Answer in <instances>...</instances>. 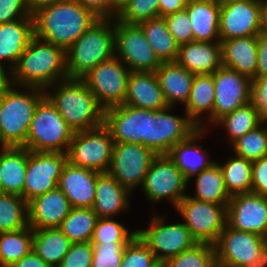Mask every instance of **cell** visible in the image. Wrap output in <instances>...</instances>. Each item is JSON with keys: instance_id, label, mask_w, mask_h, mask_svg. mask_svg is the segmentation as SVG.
<instances>
[{"instance_id": "obj_34", "label": "cell", "mask_w": 267, "mask_h": 267, "mask_svg": "<svg viewBox=\"0 0 267 267\" xmlns=\"http://www.w3.org/2000/svg\"><path fill=\"white\" fill-rule=\"evenodd\" d=\"M139 25L143 29L146 40L162 63L176 61L179 44L169 32L164 17L145 20L140 22Z\"/></svg>"}, {"instance_id": "obj_31", "label": "cell", "mask_w": 267, "mask_h": 267, "mask_svg": "<svg viewBox=\"0 0 267 267\" xmlns=\"http://www.w3.org/2000/svg\"><path fill=\"white\" fill-rule=\"evenodd\" d=\"M171 107L155 111L158 132V155L168 154L178 142L187 139L199 127L186 115L177 117L169 114Z\"/></svg>"}, {"instance_id": "obj_5", "label": "cell", "mask_w": 267, "mask_h": 267, "mask_svg": "<svg viewBox=\"0 0 267 267\" xmlns=\"http://www.w3.org/2000/svg\"><path fill=\"white\" fill-rule=\"evenodd\" d=\"M112 20L100 18L66 50L68 78L81 79L98 64L115 56Z\"/></svg>"}, {"instance_id": "obj_54", "label": "cell", "mask_w": 267, "mask_h": 267, "mask_svg": "<svg viewBox=\"0 0 267 267\" xmlns=\"http://www.w3.org/2000/svg\"><path fill=\"white\" fill-rule=\"evenodd\" d=\"M159 17L182 11L186 8L187 0H158Z\"/></svg>"}, {"instance_id": "obj_55", "label": "cell", "mask_w": 267, "mask_h": 267, "mask_svg": "<svg viewBox=\"0 0 267 267\" xmlns=\"http://www.w3.org/2000/svg\"><path fill=\"white\" fill-rule=\"evenodd\" d=\"M12 267H50L33 250L17 261Z\"/></svg>"}, {"instance_id": "obj_13", "label": "cell", "mask_w": 267, "mask_h": 267, "mask_svg": "<svg viewBox=\"0 0 267 267\" xmlns=\"http://www.w3.org/2000/svg\"><path fill=\"white\" fill-rule=\"evenodd\" d=\"M164 222L163 217L154 216L148 229L136 230L161 264L198 243L184 223Z\"/></svg>"}, {"instance_id": "obj_28", "label": "cell", "mask_w": 267, "mask_h": 267, "mask_svg": "<svg viewBox=\"0 0 267 267\" xmlns=\"http://www.w3.org/2000/svg\"><path fill=\"white\" fill-rule=\"evenodd\" d=\"M169 107L177 101L187 103L195 74L174 62H163L155 71Z\"/></svg>"}, {"instance_id": "obj_2", "label": "cell", "mask_w": 267, "mask_h": 267, "mask_svg": "<svg viewBox=\"0 0 267 267\" xmlns=\"http://www.w3.org/2000/svg\"><path fill=\"white\" fill-rule=\"evenodd\" d=\"M10 74V83L14 86L46 91L56 82L68 78L66 51L34 35Z\"/></svg>"}, {"instance_id": "obj_17", "label": "cell", "mask_w": 267, "mask_h": 267, "mask_svg": "<svg viewBox=\"0 0 267 267\" xmlns=\"http://www.w3.org/2000/svg\"><path fill=\"white\" fill-rule=\"evenodd\" d=\"M260 32L259 0L220 1V40L248 37Z\"/></svg>"}, {"instance_id": "obj_56", "label": "cell", "mask_w": 267, "mask_h": 267, "mask_svg": "<svg viewBox=\"0 0 267 267\" xmlns=\"http://www.w3.org/2000/svg\"><path fill=\"white\" fill-rule=\"evenodd\" d=\"M66 0H27L28 7L30 11L33 13L36 9L49 5L55 4Z\"/></svg>"}, {"instance_id": "obj_7", "label": "cell", "mask_w": 267, "mask_h": 267, "mask_svg": "<svg viewBox=\"0 0 267 267\" xmlns=\"http://www.w3.org/2000/svg\"><path fill=\"white\" fill-rule=\"evenodd\" d=\"M74 131L44 96L37 104L24 148L33 152L66 153Z\"/></svg>"}, {"instance_id": "obj_43", "label": "cell", "mask_w": 267, "mask_h": 267, "mask_svg": "<svg viewBox=\"0 0 267 267\" xmlns=\"http://www.w3.org/2000/svg\"><path fill=\"white\" fill-rule=\"evenodd\" d=\"M159 17L158 0H128L119 9L116 18L127 24Z\"/></svg>"}, {"instance_id": "obj_41", "label": "cell", "mask_w": 267, "mask_h": 267, "mask_svg": "<svg viewBox=\"0 0 267 267\" xmlns=\"http://www.w3.org/2000/svg\"><path fill=\"white\" fill-rule=\"evenodd\" d=\"M262 122L232 143L235 155L254 161L267 156V127Z\"/></svg>"}, {"instance_id": "obj_35", "label": "cell", "mask_w": 267, "mask_h": 267, "mask_svg": "<svg viewBox=\"0 0 267 267\" xmlns=\"http://www.w3.org/2000/svg\"><path fill=\"white\" fill-rule=\"evenodd\" d=\"M230 197L218 162L196 176V195L192 198L215 204H229Z\"/></svg>"}, {"instance_id": "obj_53", "label": "cell", "mask_w": 267, "mask_h": 267, "mask_svg": "<svg viewBox=\"0 0 267 267\" xmlns=\"http://www.w3.org/2000/svg\"><path fill=\"white\" fill-rule=\"evenodd\" d=\"M267 75V33L257 35V73L256 76Z\"/></svg>"}, {"instance_id": "obj_44", "label": "cell", "mask_w": 267, "mask_h": 267, "mask_svg": "<svg viewBox=\"0 0 267 267\" xmlns=\"http://www.w3.org/2000/svg\"><path fill=\"white\" fill-rule=\"evenodd\" d=\"M120 267H162V264L136 234L125 246Z\"/></svg>"}, {"instance_id": "obj_62", "label": "cell", "mask_w": 267, "mask_h": 267, "mask_svg": "<svg viewBox=\"0 0 267 267\" xmlns=\"http://www.w3.org/2000/svg\"><path fill=\"white\" fill-rule=\"evenodd\" d=\"M187 1H208V0H187ZM221 1V0H219Z\"/></svg>"}, {"instance_id": "obj_24", "label": "cell", "mask_w": 267, "mask_h": 267, "mask_svg": "<svg viewBox=\"0 0 267 267\" xmlns=\"http://www.w3.org/2000/svg\"><path fill=\"white\" fill-rule=\"evenodd\" d=\"M220 43L222 66L254 79L257 73V35L220 40Z\"/></svg>"}, {"instance_id": "obj_46", "label": "cell", "mask_w": 267, "mask_h": 267, "mask_svg": "<svg viewBox=\"0 0 267 267\" xmlns=\"http://www.w3.org/2000/svg\"><path fill=\"white\" fill-rule=\"evenodd\" d=\"M91 244L93 246L92 267H120L124 249L128 242Z\"/></svg>"}, {"instance_id": "obj_32", "label": "cell", "mask_w": 267, "mask_h": 267, "mask_svg": "<svg viewBox=\"0 0 267 267\" xmlns=\"http://www.w3.org/2000/svg\"><path fill=\"white\" fill-rule=\"evenodd\" d=\"M214 95L215 85L213 74L195 75L190 96L185 105V115H187L199 128L204 129V125L199 117L207 111L209 112V121L213 123Z\"/></svg>"}, {"instance_id": "obj_4", "label": "cell", "mask_w": 267, "mask_h": 267, "mask_svg": "<svg viewBox=\"0 0 267 267\" xmlns=\"http://www.w3.org/2000/svg\"><path fill=\"white\" fill-rule=\"evenodd\" d=\"M8 84L0 88V146L24 147L27 133L38 102L45 90L27 87L20 92Z\"/></svg>"}, {"instance_id": "obj_15", "label": "cell", "mask_w": 267, "mask_h": 267, "mask_svg": "<svg viewBox=\"0 0 267 267\" xmlns=\"http://www.w3.org/2000/svg\"><path fill=\"white\" fill-rule=\"evenodd\" d=\"M156 154L142 144L114 143L108 173L131 192L143 184L150 163Z\"/></svg>"}, {"instance_id": "obj_30", "label": "cell", "mask_w": 267, "mask_h": 267, "mask_svg": "<svg viewBox=\"0 0 267 267\" xmlns=\"http://www.w3.org/2000/svg\"><path fill=\"white\" fill-rule=\"evenodd\" d=\"M34 36L33 19H20L0 24V62L10 61L11 71ZM14 63V64H13Z\"/></svg>"}, {"instance_id": "obj_21", "label": "cell", "mask_w": 267, "mask_h": 267, "mask_svg": "<svg viewBox=\"0 0 267 267\" xmlns=\"http://www.w3.org/2000/svg\"><path fill=\"white\" fill-rule=\"evenodd\" d=\"M72 207L57 187L27 203L28 225L32 229L58 228Z\"/></svg>"}, {"instance_id": "obj_10", "label": "cell", "mask_w": 267, "mask_h": 267, "mask_svg": "<svg viewBox=\"0 0 267 267\" xmlns=\"http://www.w3.org/2000/svg\"><path fill=\"white\" fill-rule=\"evenodd\" d=\"M115 56L130 71L155 72L162 62L146 40L139 24H127L114 18Z\"/></svg>"}, {"instance_id": "obj_39", "label": "cell", "mask_w": 267, "mask_h": 267, "mask_svg": "<svg viewBox=\"0 0 267 267\" xmlns=\"http://www.w3.org/2000/svg\"><path fill=\"white\" fill-rule=\"evenodd\" d=\"M28 226L27 202L22 196L0 193V233Z\"/></svg>"}, {"instance_id": "obj_38", "label": "cell", "mask_w": 267, "mask_h": 267, "mask_svg": "<svg viewBox=\"0 0 267 267\" xmlns=\"http://www.w3.org/2000/svg\"><path fill=\"white\" fill-rule=\"evenodd\" d=\"M228 193H249L252 187V161L239 157H231L225 164H219Z\"/></svg>"}, {"instance_id": "obj_59", "label": "cell", "mask_w": 267, "mask_h": 267, "mask_svg": "<svg viewBox=\"0 0 267 267\" xmlns=\"http://www.w3.org/2000/svg\"><path fill=\"white\" fill-rule=\"evenodd\" d=\"M3 63L0 62V88L7 86L10 84V76L7 75V70L5 71V67L2 65ZM8 76V77H7Z\"/></svg>"}, {"instance_id": "obj_25", "label": "cell", "mask_w": 267, "mask_h": 267, "mask_svg": "<svg viewBox=\"0 0 267 267\" xmlns=\"http://www.w3.org/2000/svg\"><path fill=\"white\" fill-rule=\"evenodd\" d=\"M194 41L199 42H220L219 20L220 1H187L186 8Z\"/></svg>"}, {"instance_id": "obj_58", "label": "cell", "mask_w": 267, "mask_h": 267, "mask_svg": "<svg viewBox=\"0 0 267 267\" xmlns=\"http://www.w3.org/2000/svg\"><path fill=\"white\" fill-rule=\"evenodd\" d=\"M267 266V245L261 251L259 258L256 262L251 263L247 267H266Z\"/></svg>"}, {"instance_id": "obj_14", "label": "cell", "mask_w": 267, "mask_h": 267, "mask_svg": "<svg viewBox=\"0 0 267 267\" xmlns=\"http://www.w3.org/2000/svg\"><path fill=\"white\" fill-rule=\"evenodd\" d=\"M187 182L175 162L167 155H156L150 163L142 188L150 201L159 202L169 198L177 207L186 196Z\"/></svg>"}, {"instance_id": "obj_57", "label": "cell", "mask_w": 267, "mask_h": 267, "mask_svg": "<svg viewBox=\"0 0 267 267\" xmlns=\"http://www.w3.org/2000/svg\"><path fill=\"white\" fill-rule=\"evenodd\" d=\"M261 32L267 33V1L259 0Z\"/></svg>"}, {"instance_id": "obj_9", "label": "cell", "mask_w": 267, "mask_h": 267, "mask_svg": "<svg viewBox=\"0 0 267 267\" xmlns=\"http://www.w3.org/2000/svg\"><path fill=\"white\" fill-rule=\"evenodd\" d=\"M227 205L205 202L186 195L176 210L198 243L214 244L227 225Z\"/></svg>"}, {"instance_id": "obj_52", "label": "cell", "mask_w": 267, "mask_h": 267, "mask_svg": "<svg viewBox=\"0 0 267 267\" xmlns=\"http://www.w3.org/2000/svg\"><path fill=\"white\" fill-rule=\"evenodd\" d=\"M83 7L89 8L100 18H115L114 0H77Z\"/></svg>"}, {"instance_id": "obj_27", "label": "cell", "mask_w": 267, "mask_h": 267, "mask_svg": "<svg viewBox=\"0 0 267 267\" xmlns=\"http://www.w3.org/2000/svg\"><path fill=\"white\" fill-rule=\"evenodd\" d=\"M130 193L109 173H100L97 177L92 209L98 218H112L129 206Z\"/></svg>"}, {"instance_id": "obj_1", "label": "cell", "mask_w": 267, "mask_h": 267, "mask_svg": "<svg viewBox=\"0 0 267 267\" xmlns=\"http://www.w3.org/2000/svg\"><path fill=\"white\" fill-rule=\"evenodd\" d=\"M32 17L34 35L65 51L100 19L77 0L40 7L32 13Z\"/></svg>"}, {"instance_id": "obj_50", "label": "cell", "mask_w": 267, "mask_h": 267, "mask_svg": "<svg viewBox=\"0 0 267 267\" xmlns=\"http://www.w3.org/2000/svg\"><path fill=\"white\" fill-rule=\"evenodd\" d=\"M250 102L258 110L263 122L267 121V75L256 76L251 81Z\"/></svg>"}, {"instance_id": "obj_40", "label": "cell", "mask_w": 267, "mask_h": 267, "mask_svg": "<svg viewBox=\"0 0 267 267\" xmlns=\"http://www.w3.org/2000/svg\"><path fill=\"white\" fill-rule=\"evenodd\" d=\"M263 121L258 110L251 102L235 109L230 114L219 119L215 124L223 126L227 132L231 144L252 129H255Z\"/></svg>"}, {"instance_id": "obj_20", "label": "cell", "mask_w": 267, "mask_h": 267, "mask_svg": "<svg viewBox=\"0 0 267 267\" xmlns=\"http://www.w3.org/2000/svg\"><path fill=\"white\" fill-rule=\"evenodd\" d=\"M99 174L100 172L74 166L67 161L63 167L58 188L68 198L71 207L92 208Z\"/></svg>"}, {"instance_id": "obj_61", "label": "cell", "mask_w": 267, "mask_h": 267, "mask_svg": "<svg viewBox=\"0 0 267 267\" xmlns=\"http://www.w3.org/2000/svg\"><path fill=\"white\" fill-rule=\"evenodd\" d=\"M0 193H2V182H1V177H0Z\"/></svg>"}, {"instance_id": "obj_3", "label": "cell", "mask_w": 267, "mask_h": 267, "mask_svg": "<svg viewBox=\"0 0 267 267\" xmlns=\"http://www.w3.org/2000/svg\"><path fill=\"white\" fill-rule=\"evenodd\" d=\"M45 96L75 132L90 130L104 124L105 109L98 103L82 79L66 78Z\"/></svg>"}, {"instance_id": "obj_51", "label": "cell", "mask_w": 267, "mask_h": 267, "mask_svg": "<svg viewBox=\"0 0 267 267\" xmlns=\"http://www.w3.org/2000/svg\"><path fill=\"white\" fill-rule=\"evenodd\" d=\"M251 192L267 197V156L252 161Z\"/></svg>"}, {"instance_id": "obj_42", "label": "cell", "mask_w": 267, "mask_h": 267, "mask_svg": "<svg viewBox=\"0 0 267 267\" xmlns=\"http://www.w3.org/2000/svg\"><path fill=\"white\" fill-rule=\"evenodd\" d=\"M162 267H217L214 245L197 243L191 249L168 259Z\"/></svg>"}, {"instance_id": "obj_23", "label": "cell", "mask_w": 267, "mask_h": 267, "mask_svg": "<svg viewBox=\"0 0 267 267\" xmlns=\"http://www.w3.org/2000/svg\"><path fill=\"white\" fill-rule=\"evenodd\" d=\"M176 62L193 74H213L222 66L220 42L190 41L179 45Z\"/></svg>"}, {"instance_id": "obj_26", "label": "cell", "mask_w": 267, "mask_h": 267, "mask_svg": "<svg viewBox=\"0 0 267 267\" xmlns=\"http://www.w3.org/2000/svg\"><path fill=\"white\" fill-rule=\"evenodd\" d=\"M205 131V128H198L187 139L173 146L167 154L182 172L187 183L192 177L197 176L201 171L208 169L215 163L205 158V150L199 145L197 146L195 142L196 139L203 136Z\"/></svg>"}, {"instance_id": "obj_49", "label": "cell", "mask_w": 267, "mask_h": 267, "mask_svg": "<svg viewBox=\"0 0 267 267\" xmlns=\"http://www.w3.org/2000/svg\"><path fill=\"white\" fill-rule=\"evenodd\" d=\"M33 19L27 0H0V24Z\"/></svg>"}, {"instance_id": "obj_8", "label": "cell", "mask_w": 267, "mask_h": 267, "mask_svg": "<svg viewBox=\"0 0 267 267\" xmlns=\"http://www.w3.org/2000/svg\"><path fill=\"white\" fill-rule=\"evenodd\" d=\"M113 144L111 133L104 124L90 130L75 132L66 152L67 161L74 166L108 173Z\"/></svg>"}, {"instance_id": "obj_36", "label": "cell", "mask_w": 267, "mask_h": 267, "mask_svg": "<svg viewBox=\"0 0 267 267\" xmlns=\"http://www.w3.org/2000/svg\"><path fill=\"white\" fill-rule=\"evenodd\" d=\"M97 220L92 208L72 207L58 228L71 243L90 242Z\"/></svg>"}, {"instance_id": "obj_6", "label": "cell", "mask_w": 267, "mask_h": 267, "mask_svg": "<svg viewBox=\"0 0 267 267\" xmlns=\"http://www.w3.org/2000/svg\"><path fill=\"white\" fill-rule=\"evenodd\" d=\"M155 111L117 105L104 111V125L114 143L142 144L158 155V132Z\"/></svg>"}, {"instance_id": "obj_22", "label": "cell", "mask_w": 267, "mask_h": 267, "mask_svg": "<svg viewBox=\"0 0 267 267\" xmlns=\"http://www.w3.org/2000/svg\"><path fill=\"white\" fill-rule=\"evenodd\" d=\"M124 105L152 111L169 107L155 72L131 71Z\"/></svg>"}, {"instance_id": "obj_33", "label": "cell", "mask_w": 267, "mask_h": 267, "mask_svg": "<svg viewBox=\"0 0 267 267\" xmlns=\"http://www.w3.org/2000/svg\"><path fill=\"white\" fill-rule=\"evenodd\" d=\"M71 245L59 228L33 229L32 250L50 267H58Z\"/></svg>"}, {"instance_id": "obj_48", "label": "cell", "mask_w": 267, "mask_h": 267, "mask_svg": "<svg viewBox=\"0 0 267 267\" xmlns=\"http://www.w3.org/2000/svg\"><path fill=\"white\" fill-rule=\"evenodd\" d=\"M92 258L91 242L71 243L58 267H92Z\"/></svg>"}, {"instance_id": "obj_11", "label": "cell", "mask_w": 267, "mask_h": 267, "mask_svg": "<svg viewBox=\"0 0 267 267\" xmlns=\"http://www.w3.org/2000/svg\"><path fill=\"white\" fill-rule=\"evenodd\" d=\"M122 63L114 56L81 78L104 109L124 103L131 71Z\"/></svg>"}, {"instance_id": "obj_45", "label": "cell", "mask_w": 267, "mask_h": 267, "mask_svg": "<svg viewBox=\"0 0 267 267\" xmlns=\"http://www.w3.org/2000/svg\"><path fill=\"white\" fill-rule=\"evenodd\" d=\"M137 231L129 233L121 223L112 218H98L91 243L111 244L116 242H129Z\"/></svg>"}, {"instance_id": "obj_29", "label": "cell", "mask_w": 267, "mask_h": 267, "mask_svg": "<svg viewBox=\"0 0 267 267\" xmlns=\"http://www.w3.org/2000/svg\"><path fill=\"white\" fill-rule=\"evenodd\" d=\"M28 164V149L24 147H0V177L2 193L23 197Z\"/></svg>"}, {"instance_id": "obj_19", "label": "cell", "mask_w": 267, "mask_h": 267, "mask_svg": "<svg viewBox=\"0 0 267 267\" xmlns=\"http://www.w3.org/2000/svg\"><path fill=\"white\" fill-rule=\"evenodd\" d=\"M227 225L267 238V197L252 192L232 195L227 205Z\"/></svg>"}, {"instance_id": "obj_16", "label": "cell", "mask_w": 267, "mask_h": 267, "mask_svg": "<svg viewBox=\"0 0 267 267\" xmlns=\"http://www.w3.org/2000/svg\"><path fill=\"white\" fill-rule=\"evenodd\" d=\"M66 163V153L28 150V164L23 188V198L26 202L57 188Z\"/></svg>"}, {"instance_id": "obj_60", "label": "cell", "mask_w": 267, "mask_h": 267, "mask_svg": "<svg viewBox=\"0 0 267 267\" xmlns=\"http://www.w3.org/2000/svg\"><path fill=\"white\" fill-rule=\"evenodd\" d=\"M114 1H115V17H116L118 9L128 0H114Z\"/></svg>"}, {"instance_id": "obj_37", "label": "cell", "mask_w": 267, "mask_h": 267, "mask_svg": "<svg viewBox=\"0 0 267 267\" xmlns=\"http://www.w3.org/2000/svg\"><path fill=\"white\" fill-rule=\"evenodd\" d=\"M33 229L27 227L0 233V264L13 266L22 257L32 251Z\"/></svg>"}, {"instance_id": "obj_18", "label": "cell", "mask_w": 267, "mask_h": 267, "mask_svg": "<svg viewBox=\"0 0 267 267\" xmlns=\"http://www.w3.org/2000/svg\"><path fill=\"white\" fill-rule=\"evenodd\" d=\"M214 124L235 109L250 102L251 79L236 70L221 66L214 73Z\"/></svg>"}, {"instance_id": "obj_12", "label": "cell", "mask_w": 267, "mask_h": 267, "mask_svg": "<svg viewBox=\"0 0 267 267\" xmlns=\"http://www.w3.org/2000/svg\"><path fill=\"white\" fill-rule=\"evenodd\" d=\"M213 245L217 267H247L259 258L266 238L226 225Z\"/></svg>"}, {"instance_id": "obj_47", "label": "cell", "mask_w": 267, "mask_h": 267, "mask_svg": "<svg viewBox=\"0 0 267 267\" xmlns=\"http://www.w3.org/2000/svg\"><path fill=\"white\" fill-rule=\"evenodd\" d=\"M164 19L166 20L169 32L173 35L175 41L179 45L194 41L191 20L185 9L167 15Z\"/></svg>"}]
</instances>
